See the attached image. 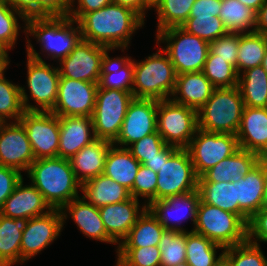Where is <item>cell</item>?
Returning a JSON list of instances; mask_svg holds the SVG:
<instances>
[{"instance_id": "9c48e42d", "label": "cell", "mask_w": 267, "mask_h": 266, "mask_svg": "<svg viewBox=\"0 0 267 266\" xmlns=\"http://www.w3.org/2000/svg\"><path fill=\"white\" fill-rule=\"evenodd\" d=\"M132 92L98 86L92 115L94 136L113 143L120 132Z\"/></svg>"}, {"instance_id": "a7ac6f4b", "label": "cell", "mask_w": 267, "mask_h": 266, "mask_svg": "<svg viewBox=\"0 0 267 266\" xmlns=\"http://www.w3.org/2000/svg\"><path fill=\"white\" fill-rule=\"evenodd\" d=\"M160 0H147L148 4L153 7L155 4H157Z\"/></svg>"}, {"instance_id": "cb8c5ba5", "label": "cell", "mask_w": 267, "mask_h": 266, "mask_svg": "<svg viewBox=\"0 0 267 266\" xmlns=\"http://www.w3.org/2000/svg\"><path fill=\"white\" fill-rule=\"evenodd\" d=\"M58 157L71 159L78 151L96 138L92 117H59Z\"/></svg>"}, {"instance_id": "5b68a950", "label": "cell", "mask_w": 267, "mask_h": 266, "mask_svg": "<svg viewBox=\"0 0 267 266\" xmlns=\"http://www.w3.org/2000/svg\"><path fill=\"white\" fill-rule=\"evenodd\" d=\"M27 51V86L30 96L37 106L31 105L30 96L25 87L21 86V98L25 111L51 112L57 95L60 73L58 67L47 64L36 52L31 41H26Z\"/></svg>"}, {"instance_id": "6125c7cd", "label": "cell", "mask_w": 267, "mask_h": 266, "mask_svg": "<svg viewBox=\"0 0 267 266\" xmlns=\"http://www.w3.org/2000/svg\"><path fill=\"white\" fill-rule=\"evenodd\" d=\"M9 64V57H0V77L4 75Z\"/></svg>"}, {"instance_id": "91938a15", "label": "cell", "mask_w": 267, "mask_h": 266, "mask_svg": "<svg viewBox=\"0 0 267 266\" xmlns=\"http://www.w3.org/2000/svg\"><path fill=\"white\" fill-rule=\"evenodd\" d=\"M255 32L267 36V0L257 12V24Z\"/></svg>"}, {"instance_id": "2e32d148", "label": "cell", "mask_w": 267, "mask_h": 266, "mask_svg": "<svg viewBox=\"0 0 267 266\" xmlns=\"http://www.w3.org/2000/svg\"><path fill=\"white\" fill-rule=\"evenodd\" d=\"M61 210L51 209L47 214L28 219L22 232L20 264L36 256L60 236L63 230Z\"/></svg>"}, {"instance_id": "d6a6232c", "label": "cell", "mask_w": 267, "mask_h": 266, "mask_svg": "<svg viewBox=\"0 0 267 266\" xmlns=\"http://www.w3.org/2000/svg\"><path fill=\"white\" fill-rule=\"evenodd\" d=\"M165 228L146 209L117 248L159 246Z\"/></svg>"}, {"instance_id": "8d00e7d4", "label": "cell", "mask_w": 267, "mask_h": 266, "mask_svg": "<svg viewBox=\"0 0 267 266\" xmlns=\"http://www.w3.org/2000/svg\"><path fill=\"white\" fill-rule=\"evenodd\" d=\"M267 48V36L258 33H240L237 73L262 65Z\"/></svg>"}, {"instance_id": "f907efd6", "label": "cell", "mask_w": 267, "mask_h": 266, "mask_svg": "<svg viewBox=\"0 0 267 266\" xmlns=\"http://www.w3.org/2000/svg\"><path fill=\"white\" fill-rule=\"evenodd\" d=\"M247 240L256 245L259 242L267 243V210H260L249 219Z\"/></svg>"}, {"instance_id": "7402d4cb", "label": "cell", "mask_w": 267, "mask_h": 266, "mask_svg": "<svg viewBox=\"0 0 267 266\" xmlns=\"http://www.w3.org/2000/svg\"><path fill=\"white\" fill-rule=\"evenodd\" d=\"M236 136L240 149L267 159V108L244 107Z\"/></svg>"}, {"instance_id": "003e7915", "label": "cell", "mask_w": 267, "mask_h": 266, "mask_svg": "<svg viewBox=\"0 0 267 266\" xmlns=\"http://www.w3.org/2000/svg\"><path fill=\"white\" fill-rule=\"evenodd\" d=\"M0 57H9L8 51H6L2 46H0Z\"/></svg>"}, {"instance_id": "7a4b0ae2", "label": "cell", "mask_w": 267, "mask_h": 266, "mask_svg": "<svg viewBox=\"0 0 267 266\" xmlns=\"http://www.w3.org/2000/svg\"><path fill=\"white\" fill-rule=\"evenodd\" d=\"M27 175L51 209L61 210L80 197L81 183L76 179L69 159L61 157L35 159Z\"/></svg>"}, {"instance_id": "30bf717a", "label": "cell", "mask_w": 267, "mask_h": 266, "mask_svg": "<svg viewBox=\"0 0 267 266\" xmlns=\"http://www.w3.org/2000/svg\"><path fill=\"white\" fill-rule=\"evenodd\" d=\"M198 130V111L173 102L158 100L157 131L167 145L186 149Z\"/></svg>"}, {"instance_id": "db71d44e", "label": "cell", "mask_w": 267, "mask_h": 266, "mask_svg": "<svg viewBox=\"0 0 267 266\" xmlns=\"http://www.w3.org/2000/svg\"><path fill=\"white\" fill-rule=\"evenodd\" d=\"M112 0H77V9L73 6L75 0H71V8L68 17L76 22L86 13H90L110 4Z\"/></svg>"}, {"instance_id": "9a60e30c", "label": "cell", "mask_w": 267, "mask_h": 266, "mask_svg": "<svg viewBox=\"0 0 267 266\" xmlns=\"http://www.w3.org/2000/svg\"><path fill=\"white\" fill-rule=\"evenodd\" d=\"M158 100L134 98L128 105L119 135L112 143L127 148L157 131Z\"/></svg>"}, {"instance_id": "836d02e7", "label": "cell", "mask_w": 267, "mask_h": 266, "mask_svg": "<svg viewBox=\"0 0 267 266\" xmlns=\"http://www.w3.org/2000/svg\"><path fill=\"white\" fill-rule=\"evenodd\" d=\"M238 88L244 107L267 108V73L262 65L239 74Z\"/></svg>"}, {"instance_id": "7dc6e473", "label": "cell", "mask_w": 267, "mask_h": 266, "mask_svg": "<svg viewBox=\"0 0 267 266\" xmlns=\"http://www.w3.org/2000/svg\"><path fill=\"white\" fill-rule=\"evenodd\" d=\"M157 182V172L141 164L132 187V197L137 200L138 197L146 198L144 204L148 206L157 200Z\"/></svg>"}, {"instance_id": "6da1fadb", "label": "cell", "mask_w": 267, "mask_h": 266, "mask_svg": "<svg viewBox=\"0 0 267 266\" xmlns=\"http://www.w3.org/2000/svg\"><path fill=\"white\" fill-rule=\"evenodd\" d=\"M144 21L132 9L111 2L99 10L84 14L77 23L83 40L124 52L131 36L144 26Z\"/></svg>"}, {"instance_id": "f6af8a7d", "label": "cell", "mask_w": 267, "mask_h": 266, "mask_svg": "<svg viewBox=\"0 0 267 266\" xmlns=\"http://www.w3.org/2000/svg\"><path fill=\"white\" fill-rule=\"evenodd\" d=\"M115 266H161V252L158 246L141 248H117Z\"/></svg>"}, {"instance_id": "d4e9b609", "label": "cell", "mask_w": 267, "mask_h": 266, "mask_svg": "<svg viewBox=\"0 0 267 266\" xmlns=\"http://www.w3.org/2000/svg\"><path fill=\"white\" fill-rule=\"evenodd\" d=\"M23 183L22 179L16 185L13 193L5 200L0 209V214L10 218L30 219L51 211L43 195L32 184L24 185Z\"/></svg>"}, {"instance_id": "3957f363", "label": "cell", "mask_w": 267, "mask_h": 266, "mask_svg": "<svg viewBox=\"0 0 267 266\" xmlns=\"http://www.w3.org/2000/svg\"><path fill=\"white\" fill-rule=\"evenodd\" d=\"M24 26L23 32L36 37L47 58L58 62L67 57L82 39L78 23L68 16L31 17L26 19Z\"/></svg>"}, {"instance_id": "83f0119b", "label": "cell", "mask_w": 267, "mask_h": 266, "mask_svg": "<svg viewBox=\"0 0 267 266\" xmlns=\"http://www.w3.org/2000/svg\"><path fill=\"white\" fill-rule=\"evenodd\" d=\"M111 144L109 141L96 138L70 159L75 177L81 184L104 173L106 156Z\"/></svg>"}, {"instance_id": "681fc988", "label": "cell", "mask_w": 267, "mask_h": 266, "mask_svg": "<svg viewBox=\"0 0 267 266\" xmlns=\"http://www.w3.org/2000/svg\"><path fill=\"white\" fill-rule=\"evenodd\" d=\"M240 33L228 32L209 44V51L236 67Z\"/></svg>"}, {"instance_id": "484cf974", "label": "cell", "mask_w": 267, "mask_h": 266, "mask_svg": "<svg viewBox=\"0 0 267 266\" xmlns=\"http://www.w3.org/2000/svg\"><path fill=\"white\" fill-rule=\"evenodd\" d=\"M261 159L256 153L239 149L232 156L204 172L198 177V183L238 182Z\"/></svg>"}, {"instance_id": "60d3db41", "label": "cell", "mask_w": 267, "mask_h": 266, "mask_svg": "<svg viewBox=\"0 0 267 266\" xmlns=\"http://www.w3.org/2000/svg\"><path fill=\"white\" fill-rule=\"evenodd\" d=\"M202 72L215 88L238 86L239 74L236 67L227 63L222 58H216V55L210 51L208 52Z\"/></svg>"}, {"instance_id": "be15d7a7", "label": "cell", "mask_w": 267, "mask_h": 266, "mask_svg": "<svg viewBox=\"0 0 267 266\" xmlns=\"http://www.w3.org/2000/svg\"><path fill=\"white\" fill-rule=\"evenodd\" d=\"M260 210H267V176L264 183V191H263V198H262V205Z\"/></svg>"}, {"instance_id": "5bb4252c", "label": "cell", "mask_w": 267, "mask_h": 266, "mask_svg": "<svg viewBox=\"0 0 267 266\" xmlns=\"http://www.w3.org/2000/svg\"><path fill=\"white\" fill-rule=\"evenodd\" d=\"M98 84L61 77L58 95L51 111L58 117H92Z\"/></svg>"}, {"instance_id": "f1b7e54d", "label": "cell", "mask_w": 267, "mask_h": 266, "mask_svg": "<svg viewBox=\"0 0 267 266\" xmlns=\"http://www.w3.org/2000/svg\"><path fill=\"white\" fill-rule=\"evenodd\" d=\"M109 51H113V48L104 51L98 86L132 92L133 60L128 56L111 58Z\"/></svg>"}, {"instance_id": "89a4df30", "label": "cell", "mask_w": 267, "mask_h": 266, "mask_svg": "<svg viewBox=\"0 0 267 266\" xmlns=\"http://www.w3.org/2000/svg\"><path fill=\"white\" fill-rule=\"evenodd\" d=\"M175 266H190V265L186 261H184V262H181Z\"/></svg>"}, {"instance_id": "f5cc1de1", "label": "cell", "mask_w": 267, "mask_h": 266, "mask_svg": "<svg viewBox=\"0 0 267 266\" xmlns=\"http://www.w3.org/2000/svg\"><path fill=\"white\" fill-rule=\"evenodd\" d=\"M37 17H64L68 16L71 0H36Z\"/></svg>"}, {"instance_id": "680465c9", "label": "cell", "mask_w": 267, "mask_h": 266, "mask_svg": "<svg viewBox=\"0 0 267 266\" xmlns=\"http://www.w3.org/2000/svg\"><path fill=\"white\" fill-rule=\"evenodd\" d=\"M113 3L127 7L138 13L144 20L146 15V10L152 7L148 4L147 0H112Z\"/></svg>"}, {"instance_id": "816d5d0a", "label": "cell", "mask_w": 267, "mask_h": 266, "mask_svg": "<svg viewBox=\"0 0 267 266\" xmlns=\"http://www.w3.org/2000/svg\"><path fill=\"white\" fill-rule=\"evenodd\" d=\"M22 179L23 175L18 170L0 166V209Z\"/></svg>"}, {"instance_id": "e7e4bbea", "label": "cell", "mask_w": 267, "mask_h": 266, "mask_svg": "<svg viewBox=\"0 0 267 266\" xmlns=\"http://www.w3.org/2000/svg\"><path fill=\"white\" fill-rule=\"evenodd\" d=\"M216 266H231L229 261L223 256Z\"/></svg>"}, {"instance_id": "4316f807", "label": "cell", "mask_w": 267, "mask_h": 266, "mask_svg": "<svg viewBox=\"0 0 267 266\" xmlns=\"http://www.w3.org/2000/svg\"><path fill=\"white\" fill-rule=\"evenodd\" d=\"M214 89L202 71L183 73L177 75L170 99L198 111L209 100Z\"/></svg>"}, {"instance_id": "1f68e13d", "label": "cell", "mask_w": 267, "mask_h": 266, "mask_svg": "<svg viewBox=\"0 0 267 266\" xmlns=\"http://www.w3.org/2000/svg\"><path fill=\"white\" fill-rule=\"evenodd\" d=\"M27 221V218H10L0 214V266L20 262L22 232Z\"/></svg>"}, {"instance_id": "ab89813d", "label": "cell", "mask_w": 267, "mask_h": 266, "mask_svg": "<svg viewBox=\"0 0 267 266\" xmlns=\"http://www.w3.org/2000/svg\"><path fill=\"white\" fill-rule=\"evenodd\" d=\"M25 109L21 98V86L13 84L11 81L0 77V123L19 122Z\"/></svg>"}, {"instance_id": "f35d334b", "label": "cell", "mask_w": 267, "mask_h": 266, "mask_svg": "<svg viewBox=\"0 0 267 266\" xmlns=\"http://www.w3.org/2000/svg\"><path fill=\"white\" fill-rule=\"evenodd\" d=\"M196 0H160L152 8L157 14V33L171 27H180L188 18Z\"/></svg>"}, {"instance_id": "277c9868", "label": "cell", "mask_w": 267, "mask_h": 266, "mask_svg": "<svg viewBox=\"0 0 267 266\" xmlns=\"http://www.w3.org/2000/svg\"><path fill=\"white\" fill-rule=\"evenodd\" d=\"M134 98L170 99L176 84V71L169 56L159 49L143 61L133 60Z\"/></svg>"}, {"instance_id": "603a6c76", "label": "cell", "mask_w": 267, "mask_h": 266, "mask_svg": "<svg viewBox=\"0 0 267 266\" xmlns=\"http://www.w3.org/2000/svg\"><path fill=\"white\" fill-rule=\"evenodd\" d=\"M61 214L63 218V226L67 220V214H69L77 227H79L80 232H82L86 237L100 242L117 245V243L107 234L105 230L99 208L85 201L81 195L80 197L67 203L61 209Z\"/></svg>"}, {"instance_id": "74e56055", "label": "cell", "mask_w": 267, "mask_h": 266, "mask_svg": "<svg viewBox=\"0 0 267 266\" xmlns=\"http://www.w3.org/2000/svg\"><path fill=\"white\" fill-rule=\"evenodd\" d=\"M198 190L204 203L238 215L236 182L198 183Z\"/></svg>"}, {"instance_id": "7c38bea8", "label": "cell", "mask_w": 267, "mask_h": 266, "mask_svg": "<svg viewBox=\"0 0 267 266\" xmlns=\"http://www.w3.org/2000/svg\"><path fill=\"white\" fill-rule=\"evenodd\" d=\"M157 174V200L198 189V176L187 149H177Z\"/></svg>"}, {"instance_id": "52a82bcc", "label": "cell", "mask_w": 267, "mask_h": 266, "mask_svg": "<svg viewBox=\"0 0 267 266\" xmlns=\"http://www.w3.org/2000/svg\"><path fill=\"white\" fill-rule=\"evenodd\" d=\"M157 44L167 43L162 49L171 60L176 74L203 70L209 52V42L186 32L181 27H171L156 33Z\"/></svg>"}, {"instance_id": "6f0895ef", "label": "cell", "mask_w": 267, "mask_h": 266, "mask_svg": "<svg viewBox=\"0 0 267 266\" xmlns=\"http://www.w3.org/2000/svg\"><path fill=\"white\" fill-rule=\"evenodd\" d=\"M175 146L166 145L160 152L159 156L150 158L143 165L152 169L154 172H159L163 162H167L169 157L177 150Z\"/></svg>"}, {"instance_id": "f546056e", "label": "cell", "mask_w": 267, "mask_h": 266, "mask_svg": "<svg viewBox=\"0 0 267 266\" xmlns=\"http://www.w3.org/2000/svg\"><path fill=\"white\" fill-rule=\"evenodd\" d=\"M83 197L97 208L131 198L130 191L110 177L101 174L81 184Z\"/></svg>"}, {"instance_id": "ee69618b", "label": "cell", "mask_w": 267, "mask_h": 266, "mask_svg": "<svg viewBox=\"0 0 267 266\" xmlns=\"http://www.w3.org/2000/svg\"><path fill=\"white\" fill-rule=\"evenodd\" d=\"M223 253L231 266H267V258L264 256L260 244L256 245L248 240L225 248Z\"/></svg>"}, {"instance_id": "8992f818", "label": "cell", "mask_w": 267, "mask_h": 266, "mask_svg": "<svg viewBox=\"0 0 267 266\" xmlns=\"http://www.w3.org/2000/svg\"><path fill=\"white\" fill-rule=\"evenodd\" d=\"M243 109L244 102L238 86L215 88L209 100L198 110V128L236 135Z\"/></svg>"}, {"instance_id": "4dcf8cb0", "label": "cell", "mask_w": 267, "mask_h": 266, "mask_svg": "<svg viewBox=\"0 0 267 266\" xmlns=\"http://www.w3.org/2000/svg\"><path fill=\"white\" fill-rule=\"evenodd\" d=\"M140 165L127 148L111 144L103 174L128 189L132 197V187Z\"/></svg>"}, {"instance_id": "44dd1931", "label": "cell", "mask_w": 267, "mask_h": 266, "mask_svg": "<svg viewBox=\"0 0 267 266\" xmlns=\"http://www.w3.org/2000/svg\"><path fill=\"white\" fill-rule=\"evenodd\" d=\"M139 207V200L131 197L126 201L105 205L99 208L107 234L118 245L128 235L138 218L147 209L145 204Z\"/></svg>"}, {"instance_id": "e575fe53", "label": "cell", "mask_w": 267, "mask_h": 266, "mask_svg": "<svg viewBox=\"0 0 267 266\" xmlns=\"http://www.w3.org/2000/svg\"><path fill=\"white\" fill-rule=\"evenodd\" d=\"M219 18L227 31L233 33L254 32L257 24V12L238 0H221Z\"/></svg>"}, {"instance_id": "94428289", "label": "cell", "mask_w": 267, "mask_h": 266, "mask_svg": "<svg viewBox=\"0 0 267 266\" xmlns=\"http://www.w3.org/2000/svg\"><path fill=\"white\" fill-rule=\"evenodd\" d=\"M245 6L258 12L261 6L265 3V0H238Z\"/></svg>"}, {"instance_id": "7bdbcfd3", "label": "cell", "mask_w": 267, "mask_h": 266, "mask_svg": "<svg viewBox=\"0 0 267 266\" xmlns=\"http://www.w3.org/2000/svg\"><path fill=\"white\" fill-rule=\"evenodd\" d=\"M180 27L209 43L228 33L223 21L215 16L189 17Z\"/></svg>"}, {"instance_id": "11a10c76", "label": "cell", "mask_w": 267, "mask_h": 266, "mask_svg": "<svg viewBox=\"0 0 267 266\" xmlns=\"http://www.w3.org/2000/svg\"><path fill=\"white\" fill-rule=\"evenodd\" d=\"M221 0H196L191 8L189 17L215 16L219 17Z\"/></svg>"}, {"instance_id": "ffe728a7", "label": "cell", "mask_w": 267, "mask_h": 266, "mask_svg": "<svg viewBox=\"0 0 267 266\" xmlns=\"http://www.w3.org/2000/svg\"><path fill=\"white\" fill-rule=\"evenodd\" d=\"M266 176L267 159H261L249 173L236 182L238 215L247 224L249 219L260 211Z\"/></svg>"}, {"instance_id": "ba28073f", "label": "cell", "mask_w": 267, "mask_h": 266, "mask_svg": "<svg viewBox=\"0 0 267 266\" xmlns=\"http://www.w3.org/2000/svg\"><path fill=\"white\" fill-rule=\"evenodd\" d=\"M247 225L239 215L200 200L196 224L191 231L227 248L247 241Z\"/></svg>"}, {"instance_id": "d590c367", "label": "cell", "mask_w": 267, "mask_h": 266, "mask_svg": "<svg viewBox=\"0 0 267 266\" xmlns=\"http://www.w3.org/2000/svg\"><path fill=\"white\" fill-rule=\"evenodd\" d=\"M217 249L222 253L217 257ZM225 248L203 235L186 232V262L190 266H216L223 257Z\"/></svg>"}, {"instance_id": "b9f144b4", "label": "cell", "mask_w": 267, "mask_h": 266, "mask_svg": "<svg viewBox=\"0 0 267 266\" xmlns=\"http://www.w3.org/2000/svg\"><path fill=\"white\" fill-rule=\"evenodd\" d=\"M158 247L161 266H175L186 261V232L164 230Z\"/></svg>"}, {"instance_id": "bcb514c9", "label": "cell", "mask_w": 267, "mask_h": 266, "mask_svg": "<svg viewBox=\"0 0 267 266\" xmlns=\"http://www.w3.org/2000/svg\"><path fill=\"white\" fill-rule=\"evenodd\" d=\"M18 18L26 23V18L21 13L12 9L5 0H0V46L6 51L13 49L22 28L18 24Z\"/></svg>"}, {"instance_id": "ac0fdd59", "label": "cell", "mask_w": 267, "mask_h": 266, "mask_svg": "<svg viewBox=\"0 0 267 266\" xmlns=\"http://www.w3.org/2000/svg\"><path fill=\"white\" fill-rule=\"evenodd\" d=\"M200 200L201 196L197 189L186 194L176 195L163 200H156L151 202L147 206V209L165 230L188 232L187 229H184L180 225L182 221L190 218L195 227Z\"/></svg>"}, {"instance_id": "8fae6325", "label": "cell", "mask_w": 267, "mask_h": 266, "mask_svg": "<svg viewBox=\"0 0 267 266\" xmlns=\"http://www.w3.org/2000/svg\"><path fill=\"white\" fill-rule=\"evenodd\" d=\"M186 149L190 154L195 173L200 177L240 148L236 135L208 132L198 128Z\"/></svg>"}, {"instance_id": "9f6ffc18", "label": "cell", "mask_w": 267, "mask_h": 266, "mask_svg": "<svg viewBox=\"0 0 267 266\" xmlns=\"http://www.w3.org/2000/svg\"><path fill=\"white\" fill-rule=\"evenodd\" d=\"M5 2L15 11L21 13L26 19L37 17L36 0H5Z\"/></svg>"}, {"instance_id": "e0dca14e", "label": "cell", "mask_w": 267, "mask_h": 266, "mask_svg": "<svg viewBox=\"0 0 267 266\" xmlns=\"http://www.w3.org/2000/svg\"><path fill=\"white\" fill-rule=\"evenodd\" d=\"M106 49L107 47L81 39L72 52L59 62L60 76L98 84Z\"/></svg>"}, {"instance_id": "d6986e66", "label": "cell", "mask_w": 267, "mask_h": 266, "mask_svg": "<svg viewBox=\"0 0 267 266\" xmlns=\"http://www.w3.org/2000/svg\"><path fill=\"white\" fill-rule=\"evenodd\" d=\"M35 161L31 143L19 122L0 123V166L27 172Z\"/></svg>"}, {"instance_id": "4fadbf2b", "label": "cell", "mask_w": 267, "mask_h": 266, "mask_svg": "<svg viewBox=\"0 0 267 266\" xmlns=\"http://www.w3.org/2000/svg\"><path fill=\"white\" fill-rule=\"evenodd\" d=\"M19 123L26 131L35 159L58 157V116L52 112L25 111Z\"/></svg>"}, {"instance_id": "c3c4849f", "label": "cell", "mask_w": 267, "mask_h": 266, "mask_svg": "<svg viewBox=\"0 0 267 266\" xmlns=\"http://www.w3.org/2000/svg\"><path fill=\"white\" fill-rule=\"evenodd\" d=\"M158 131L143 137L128 146L127 149L132 156L140 163L144 164L150 158L159 156V152L166 146Z\"/></svg>"}, {"instance_id": "03108f58", "label": "cell", "mask_w": 267, "mask_h": 266, "mask_svg": "<svg viewBox=\"0 0 267 266\" xmlns=\"http://www.w3.org/2000/svg\"><path fill=\"white\" fill-rule=\"evenodd\" d=\"M262 67L265 70V72L267 73V48H266L265 56L263 58Z\"/></svg>"}]
</instances>
